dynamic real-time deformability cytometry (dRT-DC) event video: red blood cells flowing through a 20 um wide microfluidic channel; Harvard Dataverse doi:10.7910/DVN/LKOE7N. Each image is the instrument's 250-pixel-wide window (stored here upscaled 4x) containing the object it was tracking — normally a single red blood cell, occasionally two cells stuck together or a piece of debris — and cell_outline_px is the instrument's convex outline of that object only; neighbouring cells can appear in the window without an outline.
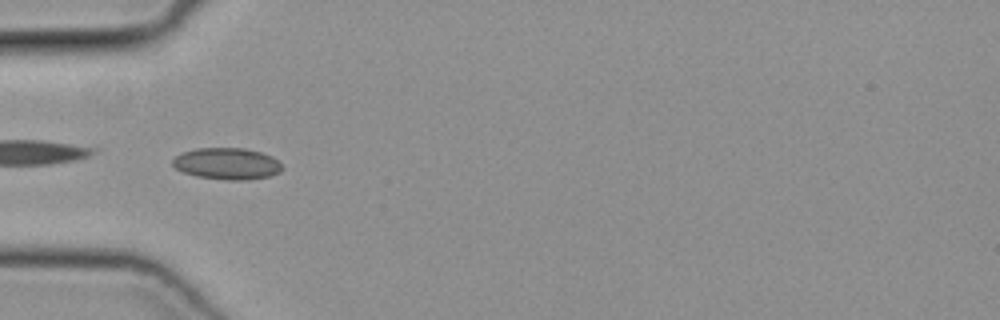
{"species": "common noctule bat (a hibernating species)", "species_latin": "Nyctalus noctula", "temperature_condition": "cold", "stored_images_in_passage": 32, "camera_frame_rate_fps": 3000, "um_per_image_px": 0.085, "animal": {"sex": "female", "body_mass_g": 19.3, "forearm_length_mm": 54.1}, "frame": {"image": 1, "passage_image": 1, "time_ms": 0.0, "image_size_px": [1000, 320], "cell_outline_px": [[284, 168], [280, 172], [268, 176], [248, 180], [224, 180], [196, 176], [184, 172], [176, 168], [172, 164], [172, 160], [176, 156], [184, 152], [196, 148], [244, 148], [260, 152], [272, 156]], "centroid_in_image_um": [19.3, 13.91], "position_along_channel_um": 65.7, "area_um2": 20.11}}
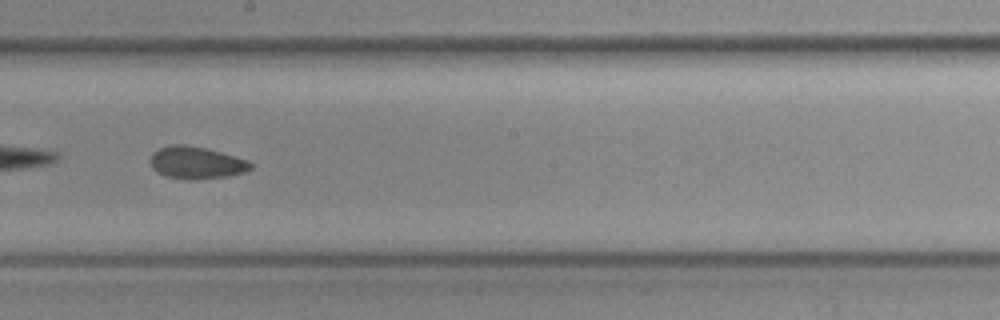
{"frame": {"image": 2, "passage_image": 13, "time_ms": 4.0, "image_size_px": [1000, 320], "cell_outline_px": [[252, 168], [244, 172], [228, 176], [196, 180], [184, 180], [164, 176], [156, 172], [152, 168], [148, 160], [152, 152], [160, 148], [172, 144], [184, 144], [204, 148], [220, 152], [248, 160], [252, 164]], "centroid_in_image_um": [16.63, 13.84], "position_along_channel_um": 231.6, "area_um2": 19.13}}
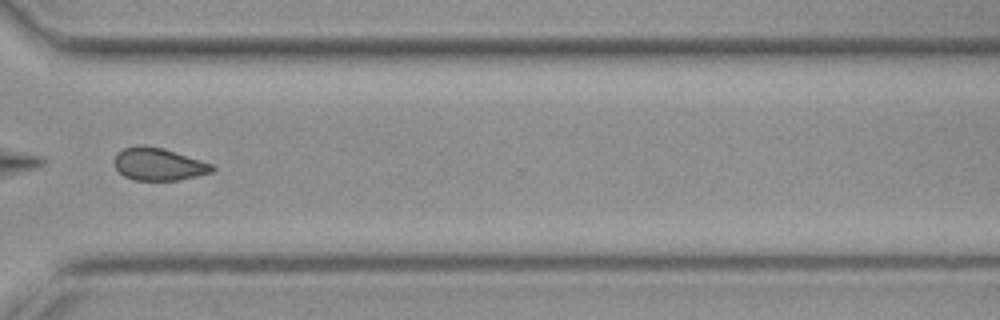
{"frame": {"image": 3, "passage_image": 22, "time_ms": 7.0, "image_size_px": [1000, 320], "cell_outline_px": [[216, 168], [212, 172], [180, 180], [132, 180], [124, 176], [116, 168], [116, 152], [124, 148], [136, 144], [140, 144], [164, 148], [212, 164]], "centroid_in_image_um": [13.48, 13.95], "position_along_channel_um": 357.1, "area_um2": 18.55}}